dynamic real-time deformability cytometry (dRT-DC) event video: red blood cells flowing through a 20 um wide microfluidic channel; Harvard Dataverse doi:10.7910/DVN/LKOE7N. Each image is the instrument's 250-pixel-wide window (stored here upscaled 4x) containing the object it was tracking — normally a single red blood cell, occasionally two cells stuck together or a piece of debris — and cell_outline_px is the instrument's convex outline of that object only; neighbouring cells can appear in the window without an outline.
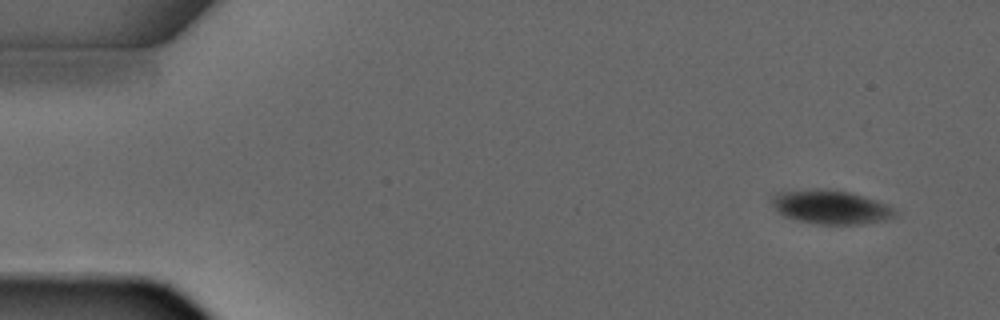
{"species": "common noctule bat (a hibernating species)", "species_latin": "Nyctalus noctula", "temperature_condition": "warm", "stored_images_in_passage": 5, "camera_frame_rate_fps": 3000, "um_per_image_px": 0.085, "animal": {"sex": "male", "forearm_length_mm": 52.5}, "frame": {"image": 1, "passage_image": 1, "time_ms": 0.0, "image_size_px": [1000, 320], "cell_outline_px": [[896, 212], [892, 216], [884, 220], [860, 224], [820, 224], [800, 220], [784, 216], [772, 204], [772, 196], [776, 192], [812, 188], [828, 188], [848, 192], [876, 200], [892, 208]], "centroid_in_image_um": [70.56, 17.57], "position_along_channel_um": 14.4, "area_um2": 23.99}}
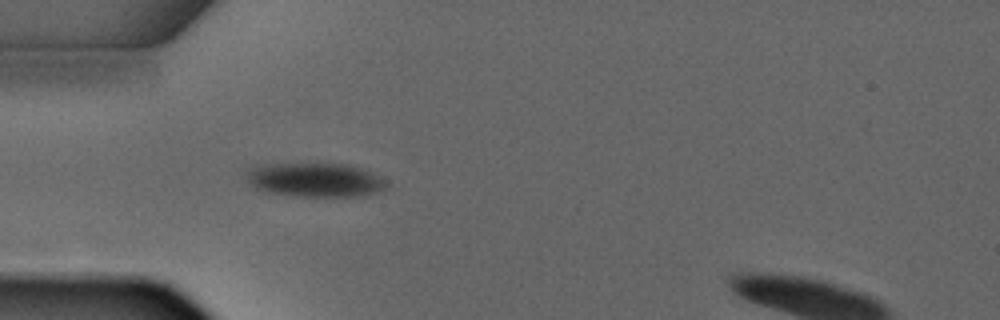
{"frame": {"image": 2, "passage_image": 4, "time_ms": 3.333, "image_size_px": [1000, 320], "cell_outline_px": [[388, 184], [384, 188], [376, 192], [356, 196], [308, 196], [276, 192], [256, 188], [248, 180], [244, 172], [252, 164], [344, 164], [360, 168], [384, 180]], "centroid_in_image_um": [26.72, 15.26], "position_along_channel_um": 58.3, "area_um2": 27.05}}